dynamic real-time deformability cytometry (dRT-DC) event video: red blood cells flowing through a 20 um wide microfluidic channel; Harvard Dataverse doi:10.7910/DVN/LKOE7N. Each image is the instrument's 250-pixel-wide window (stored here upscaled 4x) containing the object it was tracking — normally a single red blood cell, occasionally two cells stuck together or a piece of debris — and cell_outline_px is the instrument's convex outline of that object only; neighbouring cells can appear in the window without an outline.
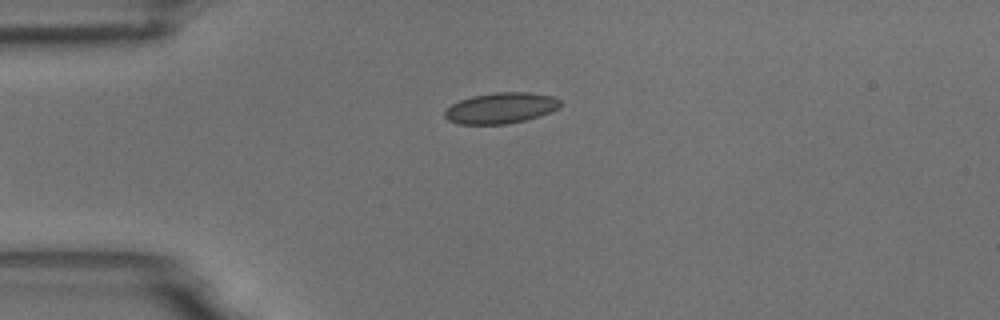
{"species": "common noctule bat (a hibernating species)", "species_latin": "Nyctalus noctula", "temperature_condition": "room temperature", "stored_images_in_passage": 5, "camera_frame_rate_fps": 3000, "um_per_image_px": 0.085, "animal": {"sex": "male", "body_mass_g": 18.8}, "frame": {"image": 1, "passage_image": 5, "time_ms": 4.333, "image_size_px": [1000, 320], "cell_outline_px": [[560, 104], [556, 108], [548, 112], [524, 120], [508, 124], [460, 124], [448, 120], [444, 116], [444, 112], [452, 104], [460, 100], [472, 96], [496, 92], [528, 92], [552, 96], [560, 100]], "centroid_in_image_um": [42.52, 9.18], "position_along_channel_um": 42.5, "area_um2": 20.46}}